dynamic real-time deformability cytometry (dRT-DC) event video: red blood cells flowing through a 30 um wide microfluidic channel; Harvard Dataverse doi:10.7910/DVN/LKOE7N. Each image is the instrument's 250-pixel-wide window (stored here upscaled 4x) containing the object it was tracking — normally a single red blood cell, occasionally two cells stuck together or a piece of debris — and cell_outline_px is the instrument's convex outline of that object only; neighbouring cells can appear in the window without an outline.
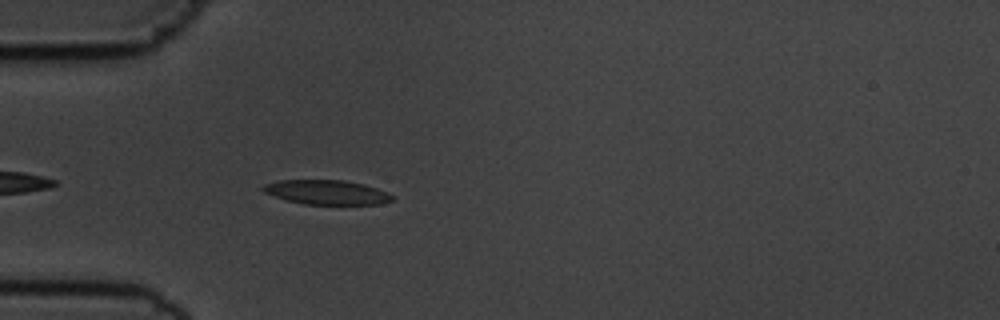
{"species": "common noctule bat (a hibernating species)", "species_latin": "Nyctalus noctula", "temperature_condition": "cold", "stored_images_in_passage": 42, "camera_frame_rate_fps": 3000, "um_per_image_px": 0.085, "animal": {"sex": "male", "body_mass_g": 19.5, "forearm_length_mm": 54.6}, "frame": {"image": 1, "passage_image": 5, "time_ms": 1.333, "image_size_px": [1000, 320], "cell_outline_px": [[396, 196], [392, 200], [380, 204], [304, 204], [288, 200], [264, 192], [260, 188], [264, 184], [280, 180], [344, 180], [364, 184], [388, 192]], "centroid_in_image_um": [27.8, 16.34], "position_along_channel_um": 57.2, "area_um2": 18.32}}
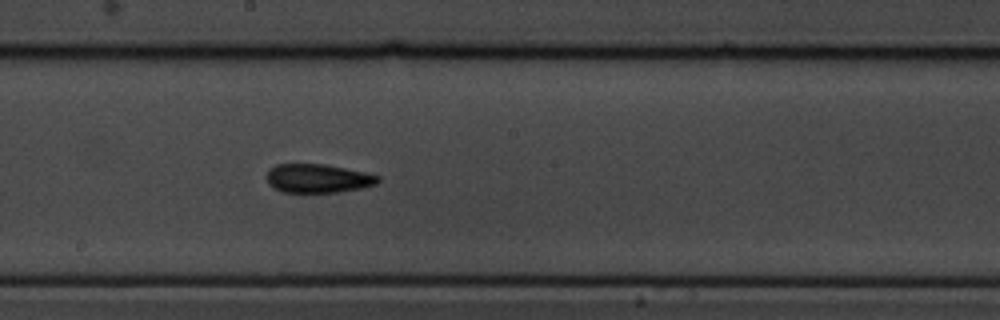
{"frame": {"image": 2, "passage_image": 19, "time_ms": 6.0, "image_size_px": [1000, 320], "cell_outline_px": [[380, 180], [376, 184], [360, 188], [340, 192], [280, 192], [272, 188], [268, 184], [268, 168], [276, 164], [324, 164], [364, 172], [380, 176]], "centroid_in_image_um": [26.99, 15.17], "position_along_channel_um": 221.2, "area_um2": 18.67}}
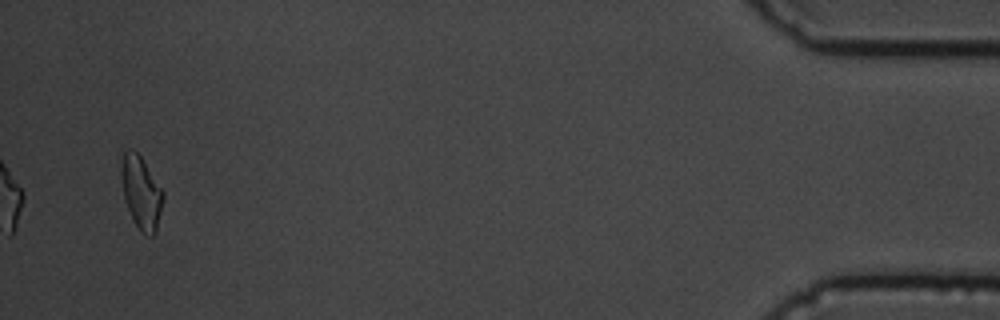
{"frame": {"image": 3, "passage_image": 42, "time_ms": 13.667, "image_size_px": [1000, 320], "cell_outline_px": [[164, 196], [156, 232], [152, 236], [148, 236], [140, 232], [132, 220], [124, 200], [120, 172], [120, 168], [124, 152], [128, 148], [132, 148], [140, 156], [164, 192]], "centroid_in_image_um": [11.98, 16.39], "position_along_channel_um": 423.2, "area_um2": 17.86}, "authors_computed_cell_mechanics": {"area_um2": 18.3515, "velocity_mm_per_s": 3.6417, "shape_relaxation_time_tau1_ms": 6.1916, "shape_relaxation_time_tau2_ms": 3.2008, "deformation_change_tau1": 0.1569, "deformation_change_tau2": 0.1001}}